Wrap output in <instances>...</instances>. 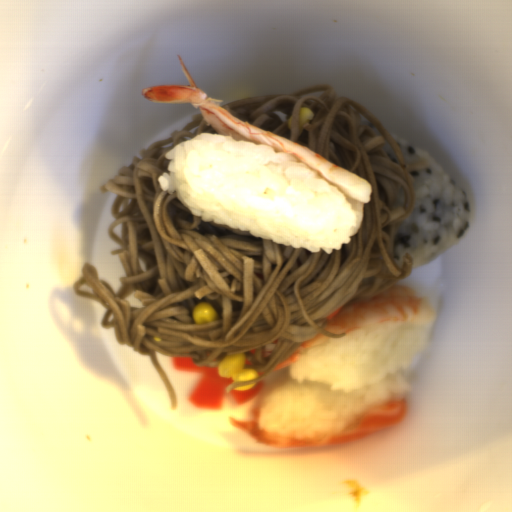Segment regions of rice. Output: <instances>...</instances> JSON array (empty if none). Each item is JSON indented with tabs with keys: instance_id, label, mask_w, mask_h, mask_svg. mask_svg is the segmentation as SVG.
I'll list each match as a JSON object with an SVG mask.
<instances>
[{
	"instance_id": "rice-1",
	"label": "rice",
	"mask_w": 512,
	"mask_h": 512,
	"mask_svg": "<svg viewBox=\"0 0 512 512\" xmlns=\"http://www.w3.org/2000/svg\"><path fill=\"white\" fill-rule=\"evenodd\" d=\"M164 154L161 191L203 221L329 255L358 232L346 195L288 152L205 132Z\"/></svg>"
},
{
	"instance_id": "rice-3",
	"label": "rice",
	"mask_w": 512,
	"mask_h": 512,
	"mask_svg": "<svg viewBox=\"0 0 512 512\" xmlns=\"http://www.w3.org/2000/svg\"><path fill=\"white\" fill-rule=\"evenodd\" d=\"M389 132V131H388ZM407 163L427 162L426 169L410 171L414 181V208L398 225L394 237L396 266L411 256L412 270L448 253L466 233L471 201L465 191L429 155L389 132Z\"/></svg>"
},
{
	"instance_id": "rice-2",
	"label": "rice",
	"mask_w": 512,
	"mask_h": 512,
	"mask_svg": "<svg viewBox=\"0 0 512 512\" xmlns=\"http://www.w3.org/2000/svg\"><path fill=\"white\" fill-rule=\"evenodd\" d=\"M429 327L393 321L318 344L267 386L260 430L292 439L339 434L370 409L412 392L405 378Z\"/></svg>"
}]
</instances>
